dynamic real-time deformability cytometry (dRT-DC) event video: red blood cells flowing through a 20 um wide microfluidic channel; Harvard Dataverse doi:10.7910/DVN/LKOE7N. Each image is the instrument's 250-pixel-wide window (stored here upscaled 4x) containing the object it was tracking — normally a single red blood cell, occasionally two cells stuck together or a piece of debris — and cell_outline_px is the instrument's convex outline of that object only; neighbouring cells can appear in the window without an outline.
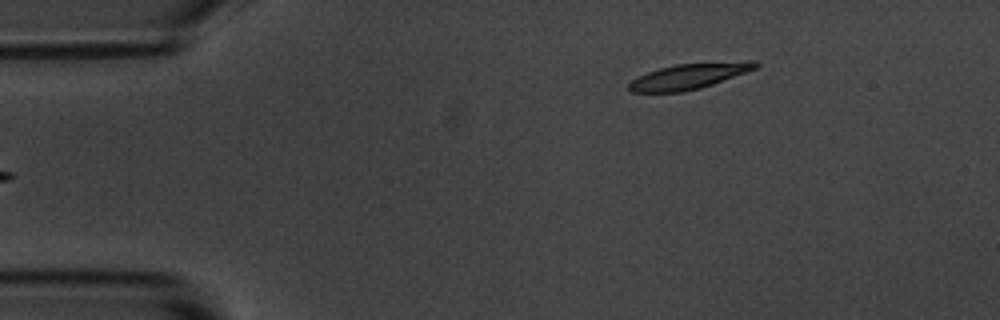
{"species": "common noctule bat (a hibernating species)", "species_latin": "Nyctalus noctula", "temperature_condition": "room temperature", "stored_images_in_passage": 5, "camera_frame_rate_fps": 3000, "um_per_image_px": 0.085, "animal": {"sex": "male", "body_mass_g": 20.1, "forearm_length_mm": 53.5}, "frame": {"image": 1, "passage_image": 5, "time_ms": 4.667, "image_size_px": [1000, 320], "cell_outline_px": [[760, 64], [756, 68], [712, 84], [700, 88], [680, 92], [628, 92], [628, 84], [632, 80], [648, 72], [660, 68], [676, 64], [748, 60], [756, 60]], "centroid_in_image_um": [58.58, 6.47], "position_along_channel_um": 26.4, "area_um2": 18.73}}